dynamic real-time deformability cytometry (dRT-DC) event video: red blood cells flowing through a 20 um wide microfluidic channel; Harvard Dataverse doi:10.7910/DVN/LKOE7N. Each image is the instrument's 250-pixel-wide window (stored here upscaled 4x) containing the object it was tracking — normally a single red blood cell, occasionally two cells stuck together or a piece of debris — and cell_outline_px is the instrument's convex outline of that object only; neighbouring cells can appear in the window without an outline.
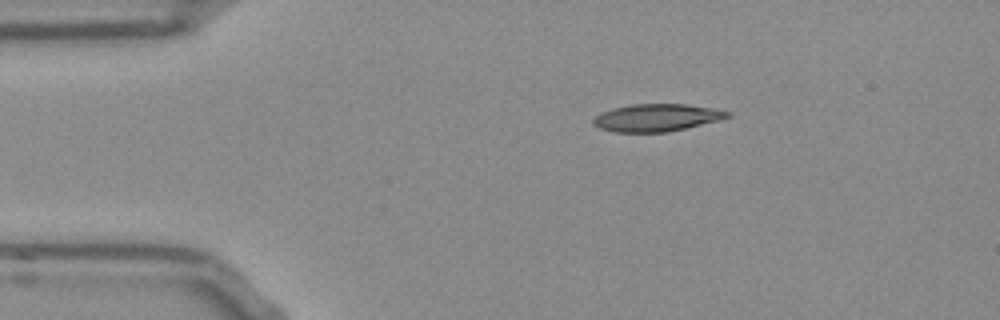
{"species": "Egyptian fruit bat (a non-hibernating species)", "species_latin": "Rousettus aegyptiacus", "temperature_condition": "room temperature", "stored_images_in_passage": 44, "camera_frame_rate_fps": 3000, "um_per_image_px": 0.085, "frame": {"image": 1, "passage_image": 1, "time_ms": 0.0, "image_size_px": [1000, 320], "cell_outline_px": [[732, 116], [720, 120], [668, 132], [616, 132], [600, 128], [592, 124], [592, 120], [596, 116], [612, 108], [632, 104], [684, 104], [712, 108], [732, 112]], "centroid_in_image_um": [55.84, 10.0], "position_along_channel_um": 29.2, "area_um2": 21.39}}
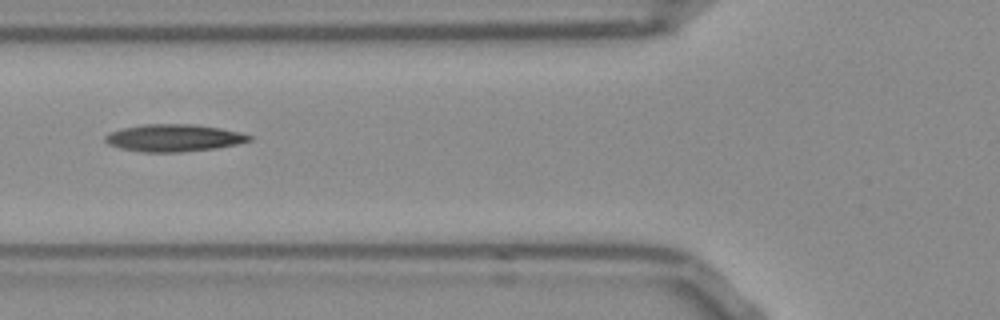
{"frame": {"image": 2, "passage_image": 11, "time_ms": 3.333, "image_size_px": [1000, 320], "cell_outline_px": [[252, 140], [236, 144], [216, 148], [180, 152], [144, 152], [120, 148], [108, 144], [104, 140], [104, 136], [112, 132], [124, 128], [140, 124], [192, 124], [220, 128], [240, 132], [252, 136]], "centroid_in_image_um": [14.77, 11.72], "position_along_channel_um": 111.0, "area_um2": 22.77}}
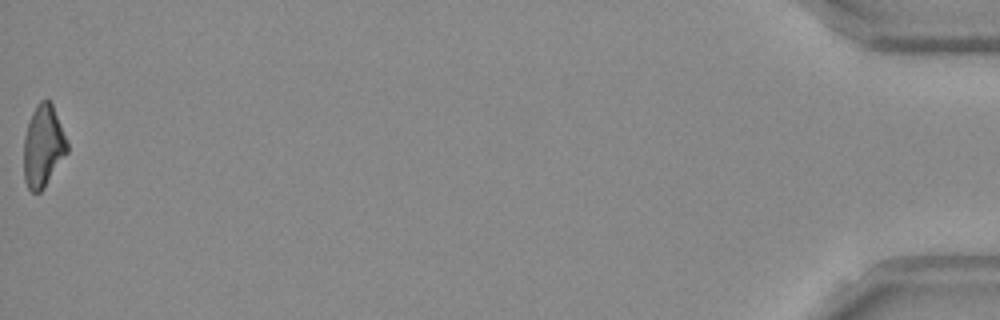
{"frame": {"image": 3, "passage_image": 44, "time_ms": 14.333, "image_size_px": [1000, 320], "cell_outline_px": [[68, 152], [44, 188], [40, 192], [32, 192], [28, 188], [24, 180], [24, 136], [32, 112], [36, 104], [40, 100], [48, 100], [52, 104], [68, 144]], "centroid_in_image_um": [3.66, 12.44], "position_along_channel_um": 431.5, "area_um2": 20.58}, "authors_computed_cell_mechanics": {"area_um2": 21.7328, "velocity_mm_per_s": 3.8649, "shape_relaxation_time_tau1_ms": 9.8154, "shape_relaxation_time_tau2_ms": 10.3006, "deformation_change_tau1": 0.2337, "deformation_change_tau2": 0.251}}